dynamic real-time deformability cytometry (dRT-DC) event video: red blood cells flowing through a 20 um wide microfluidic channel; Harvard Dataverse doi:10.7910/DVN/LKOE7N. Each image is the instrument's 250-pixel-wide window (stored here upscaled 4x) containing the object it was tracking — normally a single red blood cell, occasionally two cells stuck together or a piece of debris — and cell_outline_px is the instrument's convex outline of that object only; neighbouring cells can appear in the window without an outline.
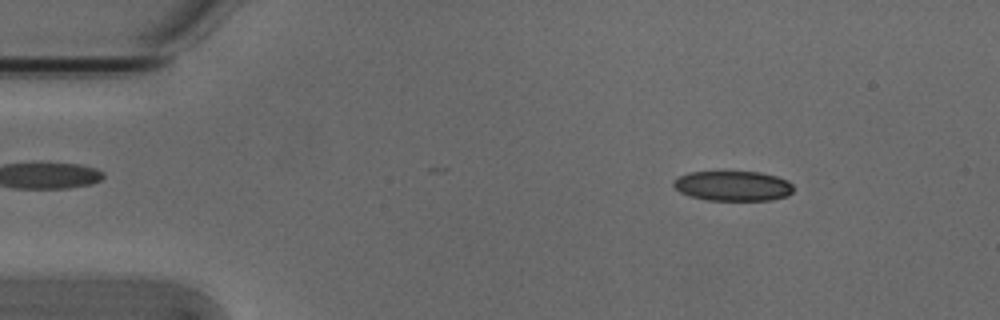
{"species": "Egyptian fruit bat (a non-hibernating species)", "species_latin": "Rousettus aegyptiacus", "temperature_condition": "cold", "stored_images_in_passage": 12, "camera_frame_rate_fps": 3000, "um_per_image_px": 0.085, "animal": {"sex": "male"}, "frame": {"image": 1, "passage_image": 7, "time_ms": 2.0, "image_size_px": [1000, 320], "cell_outline_px": [[792, 192], [788, 196], [772, 200], [708, 200], [688, 196], [680, 192], [672, 184], [672, 180], [688, 172], [760, 172], [776, 176], [788, 180], [792, 184]], "centroid_in_image_um": [62.29, 15.81], "position_along_channel_um": 22.7, "area_um2": 21.04}}